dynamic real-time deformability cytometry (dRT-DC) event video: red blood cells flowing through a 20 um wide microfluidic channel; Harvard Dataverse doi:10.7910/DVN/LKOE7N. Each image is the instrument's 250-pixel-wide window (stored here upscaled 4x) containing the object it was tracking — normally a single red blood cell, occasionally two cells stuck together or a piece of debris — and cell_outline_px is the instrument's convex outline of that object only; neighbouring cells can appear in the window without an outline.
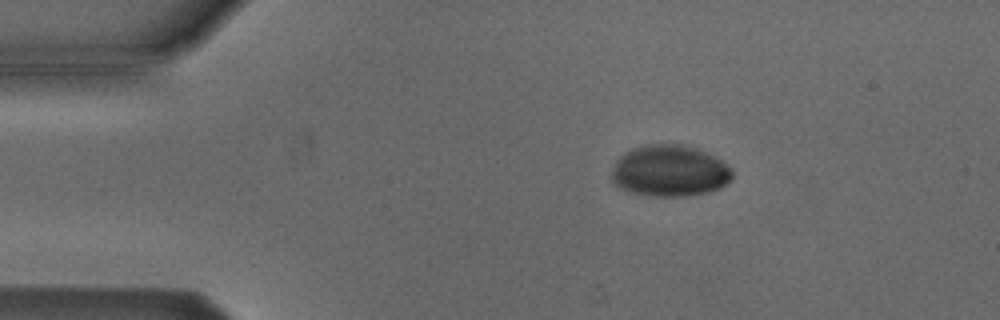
{"species": "Egyptian fruit bat (a non-hibernating species)", "species_latin": "Rousettus aegyptiacus", "temperature_condition": "cold", "stored_images_in_passage": 45, "camera_frame_rate_fps": 3000, "um_per_image_px": 0.085, "animal": {"sex": "male"}, "frame": {"image": 1, "passage_image": 1, "time_ms": 0.0, "image_size_px": [1000, 320], "cell_outline_px": [[732, 180], [720, 188], [708, 192], [688, 196], [656, 196], [636, 192], [620, 188], [612, 180], [612, 168], [616, 160], [624, 152], [632, 148], [644, 144], [680, 144], [696, 148], [720, 160], [732, 168]], "centroid_in_image_um": [56.93, 14.51], "position_along_channel_um": 28.1, "area_um2": 36.07}}
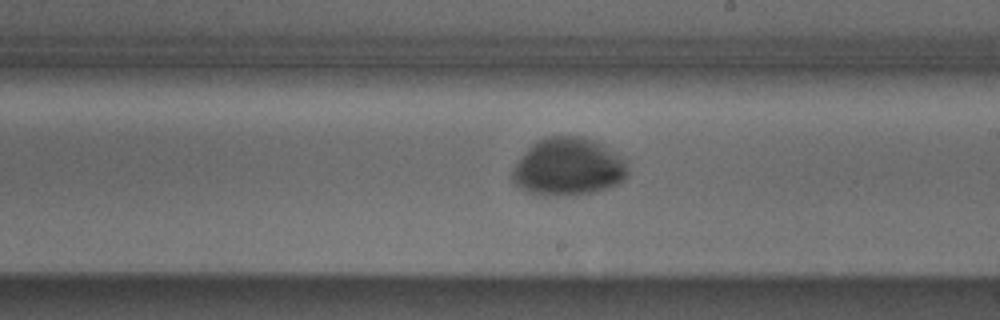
{"frame": {"image": 2, "passage_image": 22, "time_ms": 7.0, "image_size_px": [1000, 320], "cell_outline_px": [[628, 176], [620, 184], [608, 188], [576, 196], [536, 196], [524, 192], [512, 180], [512, 172], [516, 164], [524, 152], [536, 140], [548, 136], [580, 136], [592, 140], [616, 152], [624, 160], [628, 168]], "centroid_in_image_um": [48.29, 14.22], "position_along_channel_um": 240.7, "area_um2": 39.42}}
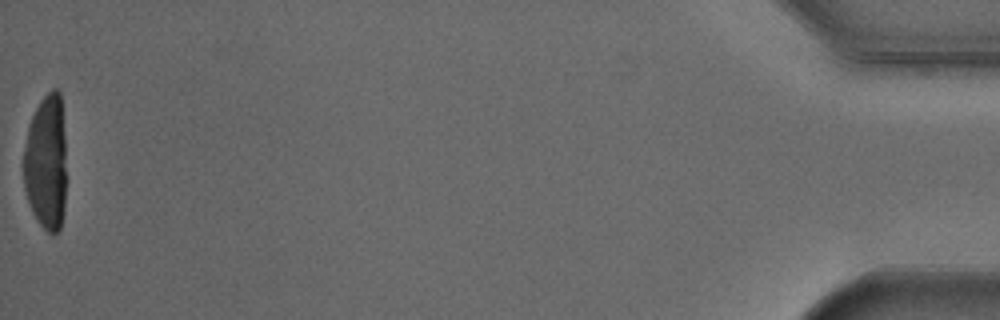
{"frame": {"image": 3, "passage_image": 45, "time_ms": 14.667, "image_size_px": [1000, 320], "cell_outline_px": [[64, 212], [60, 228], [52, 236], [36, 220], [32, 212], [24, 188], [24, 148], [28, 128], [32, 116], [40, 100], [52, 88], [56, 88], [60, 92], [64, 136]], "centroid_in_image_um": [3.91, 13.82], "position_along_channel_um": 431.3, "area_um2": 33.58}}